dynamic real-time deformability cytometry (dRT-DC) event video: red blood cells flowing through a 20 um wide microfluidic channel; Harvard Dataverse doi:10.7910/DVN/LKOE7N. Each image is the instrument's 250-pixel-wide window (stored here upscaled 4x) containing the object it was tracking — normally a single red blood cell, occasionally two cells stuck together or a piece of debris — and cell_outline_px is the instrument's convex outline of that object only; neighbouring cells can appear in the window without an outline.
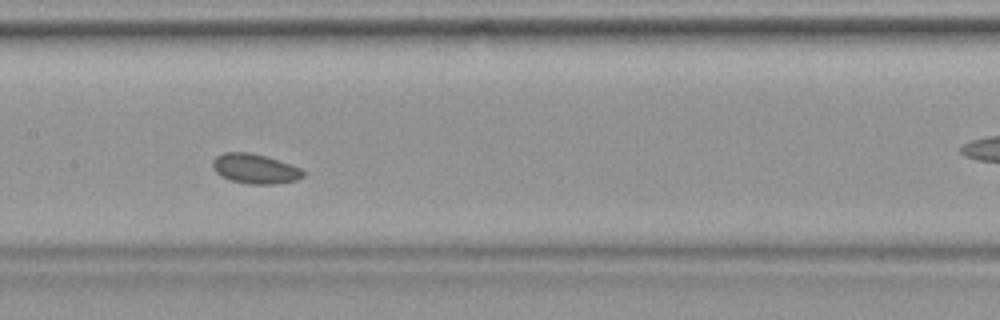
{"species": "common noctule bat (a hibernating species)", "species_latin": "Nyctalus noctula", "temperature_condition": "warm", "stored_images_in_passage": 38, "camera_frame_rate_fps": 3000, "um_per_image_px": 0.085, "animal": {"sex": "female", "body_mass_g": 19.9}, "frame": {"image": 1, "passage_image": 17, "time_ms": 5.333, "image_size_px": [1000, 320], "cell_outline_px": [[304, 176], [296, 180], [272, 184], [248, 184], [232, 180], [220, 176], [212, 168], [212, 160], [216, 156], [224, 152], [248, 152], [264, 156], [292, 164], [300, 168], [304, 172]], "centroid_in_image_um": [21.65, 14.34], "position_along_channel_um": 185.8, "area_um2": 15.66}}